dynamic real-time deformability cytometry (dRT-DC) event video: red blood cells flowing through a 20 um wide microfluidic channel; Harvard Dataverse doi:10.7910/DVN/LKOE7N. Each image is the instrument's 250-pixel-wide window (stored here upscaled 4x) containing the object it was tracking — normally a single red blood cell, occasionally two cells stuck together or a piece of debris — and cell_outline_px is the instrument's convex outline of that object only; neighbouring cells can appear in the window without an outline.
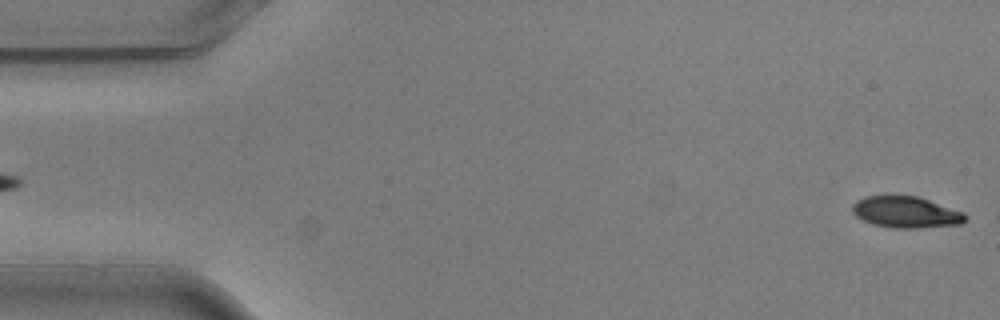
{"species": "common noctule bat (a hibernating species)", "species_latin": "Nyctalus noctula", "temperature_condition": "warm", "stored_images_in_passage": 3, "camera_frame_rate_fps": 3000, "um_per_image_px": 0.085, "animal": {"sex": "male", "body_mass_g": 20.5, "forearm_length_mm": 52.5}, "frame": {"image": 1, "passage_image": 3, "time_ms": 0.667, "image_size_px": [1000, 320], "cell_outline_px": [[968, 216], [960, 224], [916, 228], [892, 228], [872, 224], [856, 216], [852, 212], [852, 204], [856, 200], [864, 196], [916, 196], [964, 212]], "centroid_in_image_um": [76.97, 18.04], "position_along_channel_um": 8.0, "area_um2": 20.52}}